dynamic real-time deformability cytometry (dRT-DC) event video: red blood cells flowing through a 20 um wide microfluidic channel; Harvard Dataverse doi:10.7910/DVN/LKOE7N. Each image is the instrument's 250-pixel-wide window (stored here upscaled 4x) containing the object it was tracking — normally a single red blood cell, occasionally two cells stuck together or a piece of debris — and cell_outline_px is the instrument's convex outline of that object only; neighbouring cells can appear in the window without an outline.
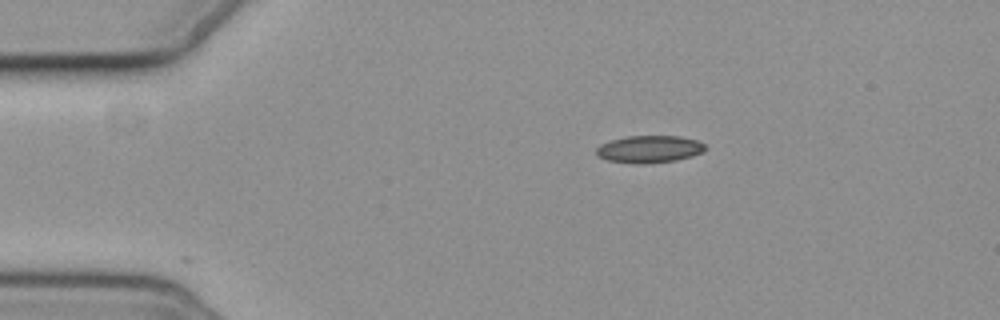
{"species": "common noctule bat (a hibernating species)", "species_latin": "Nyctalus noctula", "temperature_condition": "cold", "stored_images_in_passage": 3, "camera_frame_rate_fps": 3000, "um_per_image_px": 0.085, "animal": {"sex": "female", "body_mass_g": 19.3, "forearm_length_mm": 54.1}, "frame": {"image": 1, "passage_image": 1, "time_ms": 0.0, "image_size_px": [1000, 320], "cell_outline_px": [[704, 152], [692, 156], [676, 160], [648, 164], [636, 164], [608, 160], [596, 156], [596, 148], [600, 144], [612, 140], [628, 136], [680, 136], [696, 140], [704, 144]], "centroid_in_image_um": [55.17, 12.68], "position_along_channel_um": 29.8, "area_um2": 17.34}}